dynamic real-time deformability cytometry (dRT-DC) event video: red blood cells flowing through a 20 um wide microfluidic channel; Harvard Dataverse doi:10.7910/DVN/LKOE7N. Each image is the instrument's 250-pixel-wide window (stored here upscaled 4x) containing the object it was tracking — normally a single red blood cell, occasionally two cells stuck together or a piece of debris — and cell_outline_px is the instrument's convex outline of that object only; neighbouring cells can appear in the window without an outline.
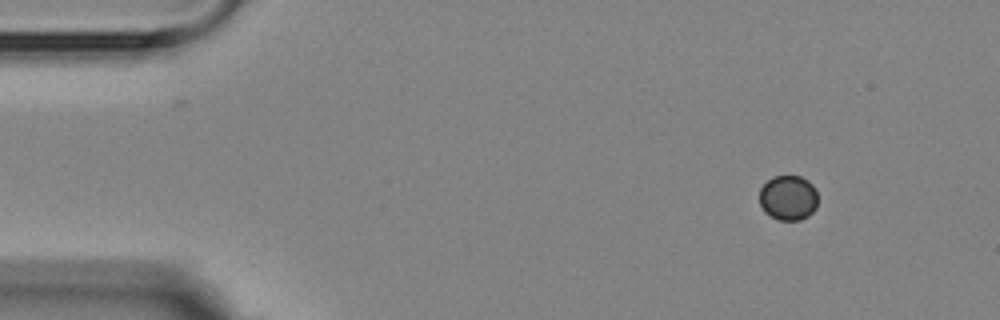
{"species": "Egyptian fruit bat (a non-hibernating species)", "species_latin": "Rousettus aegyptiacus", "temperature_condition": "room temperature", "stored_images_in_passage": 4, "camera_frame_rate_fps": 3000, "um_per_image_px": 0.085, "animal": {"sex": "female"}, "frame": {"image": 1, "passage_image": 1, "time_ms": 0.0, "image_size_px": [1000, 320], "cell_outline_px": [[816, 208], [808, 216], [800, 220], [780, 220], [764, 212], [760, 204], [760, 188], [772, 176], [800, 176], [808, 180], [816, 188]], "centroid_in_image_um": [67.0, 16.8], "position_along_channel_um": 18.0, "area_um2": 15.32}}
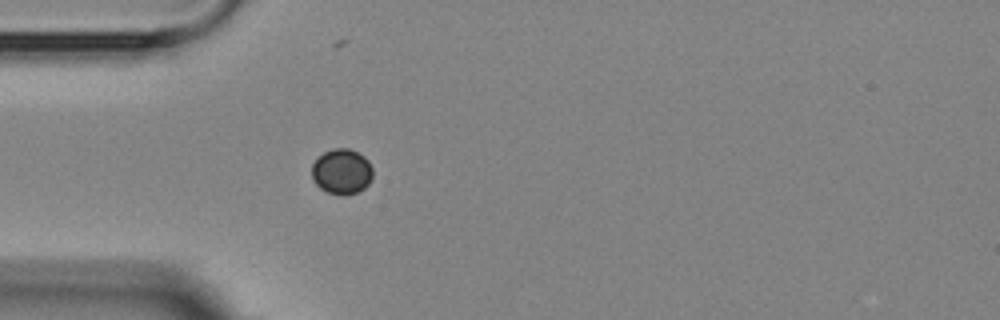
{"frame": {"image": 2, "passage_image": 4, "time_ms": 3.333, "image_size_px": [1000, 320], "cell_outline_px": [[372, 176], [368, 184], [364, 188], [356, 192], [328, 192], [320, 188], [312, 180], [312, 164], [316, 156], [332, 148], [348, 148], [364, 156], [368, 160], [372, 168]], "centroid_in_image_um": [29.02, 14.52], "position_along_channel_um": 56.0, "area_um2": 15.84}}